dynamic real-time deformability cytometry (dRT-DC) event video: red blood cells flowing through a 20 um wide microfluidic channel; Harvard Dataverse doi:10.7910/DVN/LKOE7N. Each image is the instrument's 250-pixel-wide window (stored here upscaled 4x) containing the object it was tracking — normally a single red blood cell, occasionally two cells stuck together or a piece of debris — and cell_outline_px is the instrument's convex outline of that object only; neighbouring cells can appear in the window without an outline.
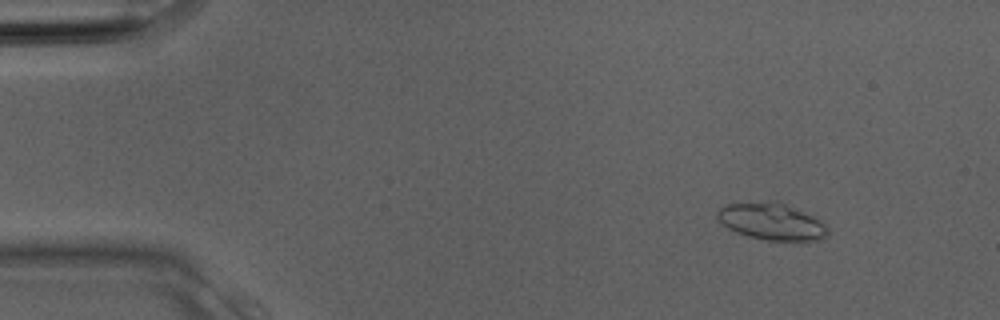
{"species": "Egyptian fruit bat (a non-hibernating species)", "species_latin": "Rousettus aegyptiacus", "temperature_condition": "room temperature", "stored_images_in_passage": 2, "camera_frame_rate_fps": 3000, "um_per_image_px": 0.085, "animal": {"sex": "male"}, "frame": {"image": 1, "passage_image": 1, "time_ms": 0.0, "image_size_px": [1000, 320], "cell_outline_px": [[828, 236], [824, 240], [768, 240], [748, 236], [736, 232], [728, 228], [716, 216], [716, 212], [720, 208], [728, 204], [768, 200], [780, 200], [816, 216], [828, 228]], "centroid_in_image_um": [65.65, 18.8], "position_along_channel_um": 19.4, "area_um2": 24.16}}